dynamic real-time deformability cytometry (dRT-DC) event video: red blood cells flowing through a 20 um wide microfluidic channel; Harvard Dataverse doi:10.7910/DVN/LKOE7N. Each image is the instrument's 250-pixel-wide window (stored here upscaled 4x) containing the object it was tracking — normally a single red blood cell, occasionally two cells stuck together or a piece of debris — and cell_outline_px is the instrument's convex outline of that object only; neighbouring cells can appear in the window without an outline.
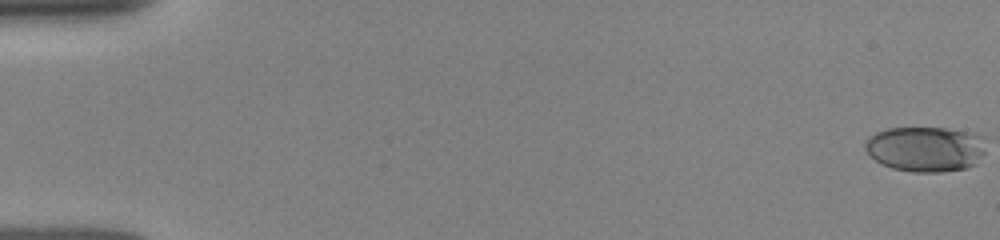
{"species": "human", "species_latin": "Homo sapiens", "temperature_condition": "room temperature", "stored_images_in_passage": 52, "camera_frame_rate_fps": 3000, "um_per_image_px": 0.085, "donor": {"sex": "female"}, "frame": {"image": 1, "passage_image": 1, "time_ms": 0.0, "image_size_px": [1000, 240], "cell_outline_px": [[984, 152], [976, 164], [968, 168], [940, 172], [912, 172], [892, 168], [880, 164], [864, 148], [864, 144], [868, 136], [876, 132], [888, 128], [944, 128], [984, 136]], "centroid_in_image_um": [78.65, 12.67], "position_along_channel_um": 6.3, "area_um2": 31.91}}
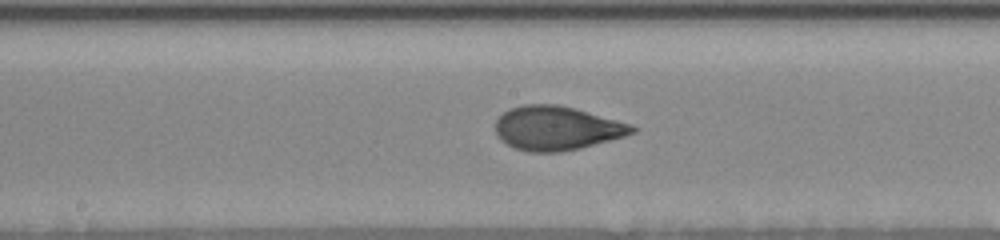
{"frame": {"image": 2, "passage_image": 28, "time_ms": 9.0, "image_size_px": [1000, 240], "cell_outline_px": [[636, 132], [624, 136], [580, 148], [560, 152], [528, 152], [512, 148], [496, 136], [496, 120], [508, 108], [524, 104], [560, 104], [616, 120], [628, 124], [636, 128]], "centroid_in_image_um": [47.26, 10.9], "position_along_channel_um": 200.9, "area_um2": 34.97}}
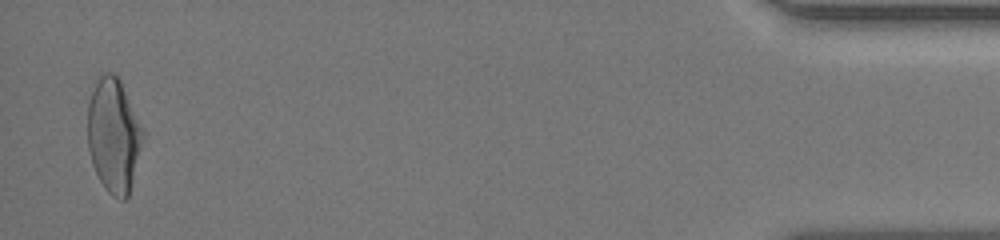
{"frame": {"image": 3, "passage_image": 51, "time_ms": 16.667, "image_size_px": [1000, 240], "cell_outline_px": [[144, 136], [128, 196], [124, 200], [120, 200], [112, 196], [104, 188], [92, 164], [88, 148], [88, 104], [96, 80], [104, 72], [112, 72], [120, 80], [144, 132]], "centroid_in_image_um": [9.65, 11.52], "position_along_channel_um": 425.6, "area_um2": 36.36}, "authors_computed_cell_mechanics": {"area_um2": 34.102, "velocity_mm_per_s": 3.9527, "shape_relaxation_time_tau1_ms": 3.7836, "shape_relaxation_time_tau2_ms": 0.7652, "deformation_change_tau1": 0.1717, "deformation_change_tau2": 0.0622}}